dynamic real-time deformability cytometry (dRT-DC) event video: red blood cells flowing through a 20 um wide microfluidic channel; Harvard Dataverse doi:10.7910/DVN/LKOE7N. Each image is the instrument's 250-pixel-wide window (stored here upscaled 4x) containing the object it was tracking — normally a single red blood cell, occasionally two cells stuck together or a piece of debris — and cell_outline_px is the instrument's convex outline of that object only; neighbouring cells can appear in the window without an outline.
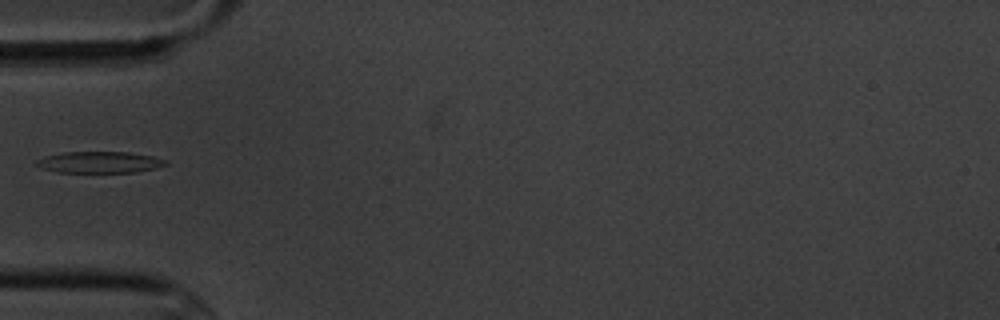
{"species": "common noctule bat (a hibernating species)", "species_latin": "Nyctalus noctula", "temperature_condition": "cold", "stored_images_in_passage": 7, "camera_frame_rate_fps": 3000, "um_per_image_px": 0.085, "animal": {"sex": "male", "body_mass_g": 20.1, "forearm_length_mm": 53.5}, "frame": {"image": 1, "passage_image": 5, "time_ms": 5.333, "image_size_px": [1000, 320], "cell_outline_px": [[168, 164], [156, 168], [136, 172], [56, 172], [40, 168], [36, 164], [36, 160], [44, 156], [64, 152], [128, 152], [152, 156], [168, 160]], "centroid_in_image_um": [8.46, 13.79], "position_along_channel_um": 76.5, "area_um2": 16.18}}
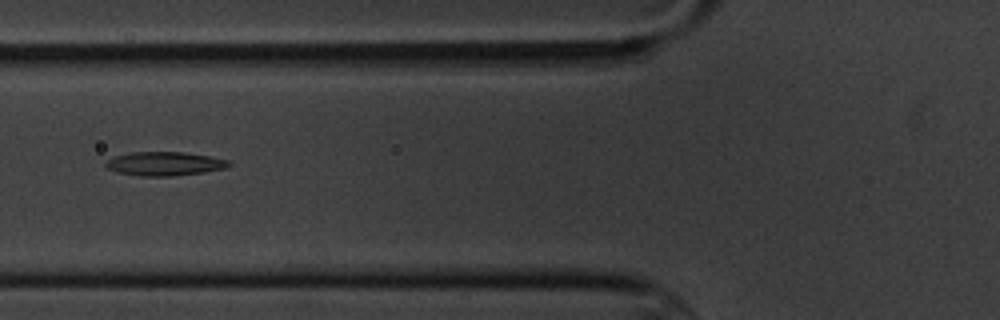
{"frame": {"image": 2, "passage_image": 6, "time_ms": 6.333, "image_size_px": [1000, 320], "cell_outline_px": [[232, 164], [224, 168], [204, 172], [172, 176], [140, 176], [116, 172], [108, 168], [104, 164], [108, 160], [116, 156], [128, 152], [188, 152], [228, 160]], "centroid_in_image_um": [13.98, 13.91], "position_along_channel_um": 111.8, "area_um2": 17.05}}
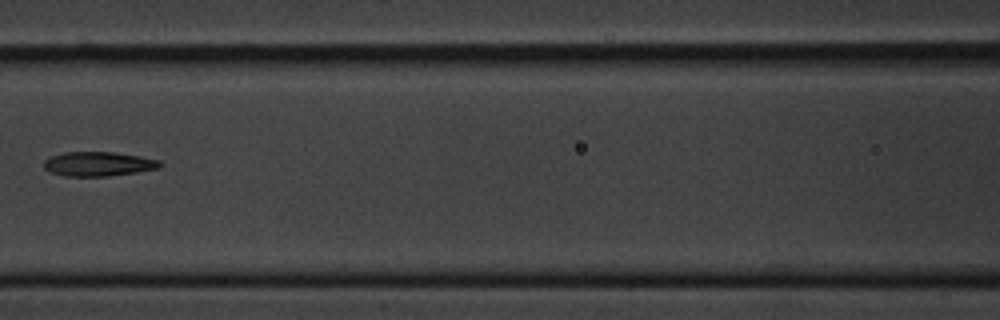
{"frame": {"image": 3, "passage_image": 7, "time_ms": 7.667, "image_size_px": [1000, 320], "cell_outline_px": [[164, 164], [160, 168], [136, 172], [108, 176], [64, 176], [48, 172], [44, 168], [44, 160], [52, 156], [64, 152], [112, 152], [140, 156], [160, 160]], "centroid_in_image_um": [8.37, 13.94], "position_along_channel_um": 158.2, "area_um2": 16.59}}